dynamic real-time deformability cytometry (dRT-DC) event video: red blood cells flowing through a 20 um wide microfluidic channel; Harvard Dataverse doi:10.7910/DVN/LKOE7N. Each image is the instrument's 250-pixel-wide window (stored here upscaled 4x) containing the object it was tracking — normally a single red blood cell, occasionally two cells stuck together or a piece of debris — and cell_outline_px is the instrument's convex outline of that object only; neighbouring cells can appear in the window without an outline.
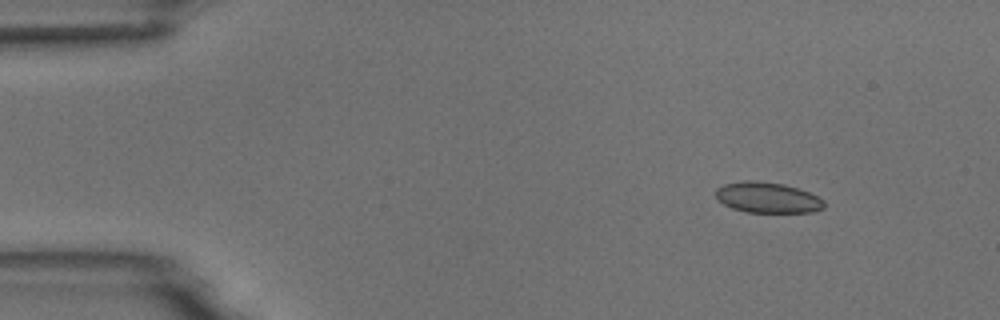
{"species": "common noctule bat (a hibernating species)", "species_latin": "Nyctalus noctula", "temperature_condition": "room temperature", "stored_images_in_passage": 8, "camera_frame_rate_fps": 3000, "um_per_image_px": 0.085, "animal": {"sex": "male", "body_mass_g": 18.8}, "frame": {"image": 1, "passage_image": 2, "time_ms": 2.0, "image_size_px": [1000, 320], "cell_outline_px": [[824, 208], [812, 212], [744, 212], [732, 208], [716, 200], [716, 188], [724, 184], [744, 180], [756, 180], [784, 184], [808, 192], [824, 200]], "centroid_in_image_um": [65.2, 16.79], "position_along_channel_um": 19.8, "area_um2": 19.42}}
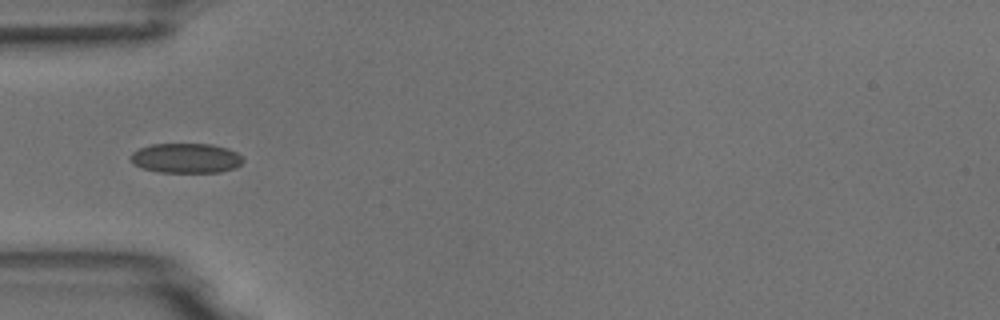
{"frame": {"image": 2, "passage_image": 5, "time_ms": 5.667, "image_size_px": [1000, 320], "cell_outline_px": [[244, 160], [236, 168], [220, 172], [160, 172], [144, 168], [136, 164], [132, 160], [132, 152], [140, 148], [152, 144], [212, 144], [228, 148], [236, 152]], "centroid_in_image_um": [15.86, 13.44], "position_along_channel_um": 69.1, "area_um2": 19.31}}